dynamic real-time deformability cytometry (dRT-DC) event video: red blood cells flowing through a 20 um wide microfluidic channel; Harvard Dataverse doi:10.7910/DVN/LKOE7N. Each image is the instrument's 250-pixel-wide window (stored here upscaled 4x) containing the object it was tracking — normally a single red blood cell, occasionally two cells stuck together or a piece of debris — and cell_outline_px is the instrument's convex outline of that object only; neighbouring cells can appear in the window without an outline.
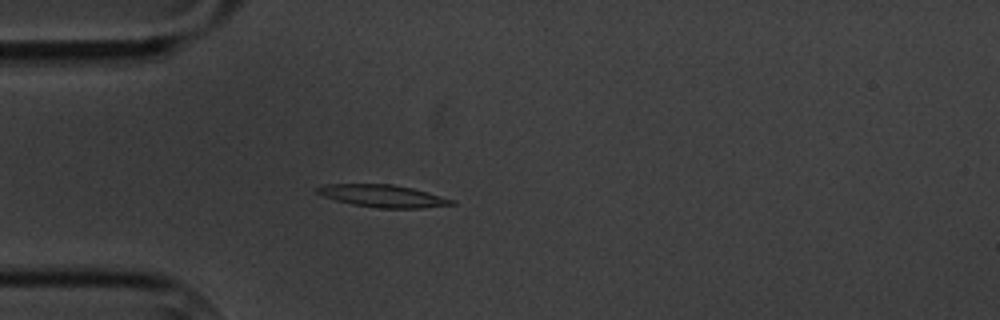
{"species": "common noctule bat (a hibernating species)", "species_latin": "Nyctalus noctula", "temperature_condition": "cold", "stored_images_in_passage": 4, "camera_frame_rate_fps": 3000, "um_per_image_px": 0.085, "animal": {"sex": "male", "body_mass_g": 20.1, "forearm_length_mm": 53.5}, "frame": {"image": 1, "passage_image": 4, "time_ms": 3.333, "image_size_px": [1000, 320], "cell_outline_px": [[456, 204], [420, 208], [376, 208], [352, 204], [336, 200], [324, 196], [316, 192], [316, 188], [324, 184], [392, 184], [412, 188], [456, 200]], "centroid_in_image_um": [32.55, 16.66], "position_along_channel_um": 52.4, "area_um2": 17.46}}